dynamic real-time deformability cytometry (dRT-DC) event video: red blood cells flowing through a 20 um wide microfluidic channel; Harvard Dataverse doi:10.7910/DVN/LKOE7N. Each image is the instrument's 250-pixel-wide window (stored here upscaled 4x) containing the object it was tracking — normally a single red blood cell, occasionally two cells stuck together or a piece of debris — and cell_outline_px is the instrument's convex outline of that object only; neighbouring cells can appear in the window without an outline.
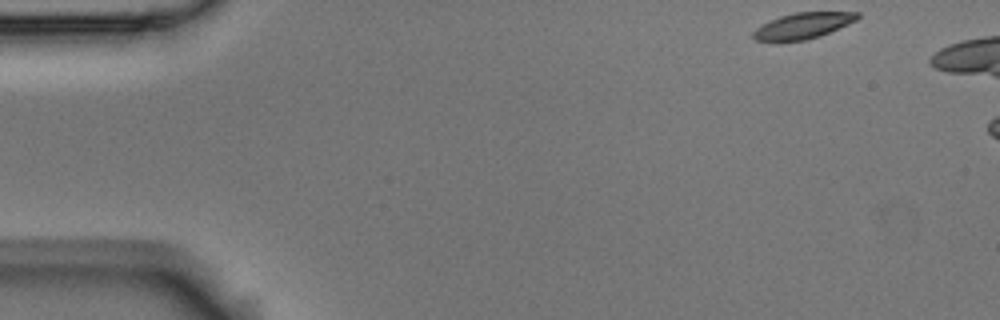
{"species": "Egyptian fruit bat (a non-hibernating species)", "species_latin": "Rousettus aegyptiacus", "temperature_condition": "room temperature", "stored_images_in_passage": 5, "camera_frame_rate_fps": 3000, "um_per_image_px": 0.085, "animal": {"sex": "male"}, "frame": {"image": 1, "passage_image": 1, "time_ms": 0.0, "image_size_px": [1000, 320], "cell_outline_px": [[860, 16], [856, 20], [848, 24], [820, 36], [804, 40], [756, 40], [752, 36], [752, 32], [756, 28], [780, 16], [796, 12], [860, 12]], "centroid_in_image_um": [68.29, 2.17], "position_along_channel_um": 16.7, "area_um2": 15.37}}